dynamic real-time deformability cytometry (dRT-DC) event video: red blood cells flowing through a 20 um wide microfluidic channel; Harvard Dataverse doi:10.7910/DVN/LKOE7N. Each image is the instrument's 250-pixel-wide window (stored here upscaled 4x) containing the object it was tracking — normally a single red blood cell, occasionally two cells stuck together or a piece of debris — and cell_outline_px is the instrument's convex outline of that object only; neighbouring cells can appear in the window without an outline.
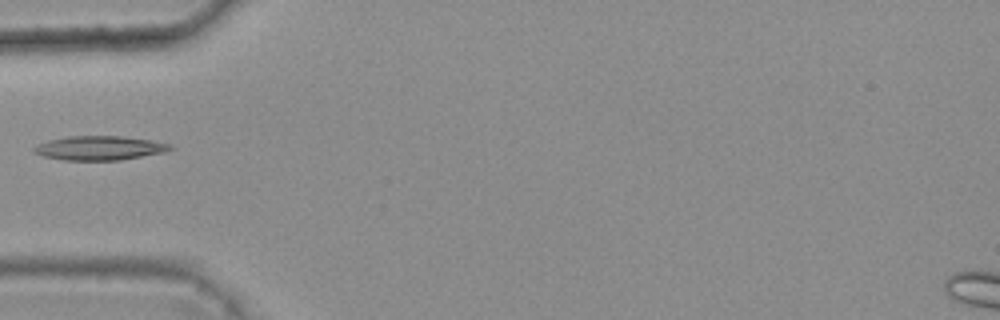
{"species": "common noctule bat (a hibernating species)", "species_latin": "Nyctalus noctula", "temperature_condition": "warm", "stored_images_in_passage": 6, "camera_frame_rate_fps": 3000, "um_per_image_px": 0.085, "animal": {"sex": "female", "body_mass_g": 25.1}, "frame": {"image": 1, "passage_image": 5, "time_ms": 1.333, "image_size_px": [1000, 320], "cell_outline_px": [[172, 148], [164, 152], [120, 160], [64, 160], [44, 156], [32, 152], [32, 148], [48, 140], [68, 136], [120, 136], [148, 140], [168, 144]], "centroid_in_image_um": [8.39, 12.58], "position_along_channel_um": 76.6, "area_um2": 18.84}}
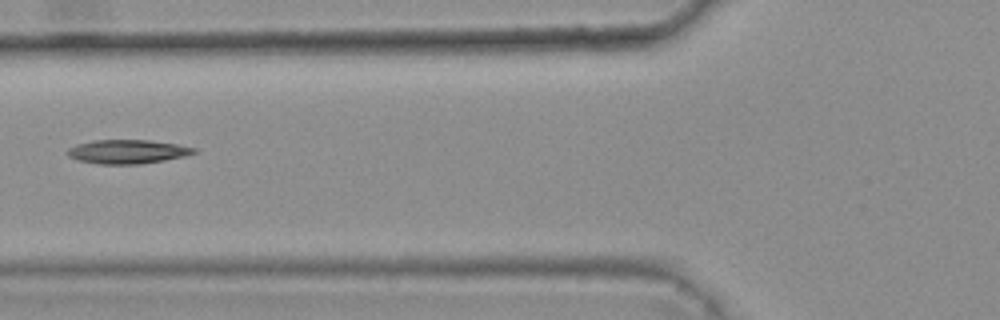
{"frame": {"image": 2, "passage_image": 6, "time_ms": 1.667, "image_size_px": [1000, 320], "cell_outline_px": [[196, 152], [184, 156], [164, 160], [140, 164], [100, 164], [76, 160], [68, 156], [64, 152], [68, 148], [76, 144], [92, 140], [148, 140], [176, 144], [196, 148]], "centroid_in_image_um": [10.76, 12.89], "position_along_channel_um": 115.0, "area_um2": 17.69}}